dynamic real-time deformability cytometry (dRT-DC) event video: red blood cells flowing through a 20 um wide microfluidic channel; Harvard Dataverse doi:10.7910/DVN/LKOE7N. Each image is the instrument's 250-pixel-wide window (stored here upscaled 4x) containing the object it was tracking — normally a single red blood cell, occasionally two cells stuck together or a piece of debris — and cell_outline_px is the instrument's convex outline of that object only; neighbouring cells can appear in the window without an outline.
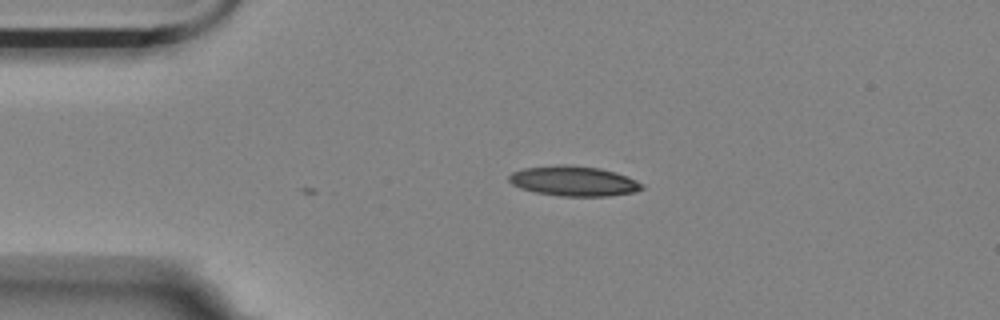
{"species": "Egyptian fruit bat (a non-hibernating species)", "species_latin": "Rousettus aegyptiacus", "temperature_condition": "room temperature", "stored_images_in_passage": 3, "camera_frame_rate_fps": 3000, "um_per_image_px": 0.085, "animal": {"sex": "female"}, "frame": {"image": 1, "passage_image": 3, "time_ms": 2.333, "image_size_px": [1000, 320], "cell_outline_px": [[644, 188], [636, 192], [612, 196], [560, 196], [536, 192], [520, 188], [512, 184], [508, 180], [508, 176], [512, 172], [524, 168], [556, 164], [564, 164], [600, 168], [616, 172], [628, 176], [644, 184]], "centroid_in_image_um": [48.79, 15.39], "position_along_channel_um": 36.2, "area_um2": 23.52}}